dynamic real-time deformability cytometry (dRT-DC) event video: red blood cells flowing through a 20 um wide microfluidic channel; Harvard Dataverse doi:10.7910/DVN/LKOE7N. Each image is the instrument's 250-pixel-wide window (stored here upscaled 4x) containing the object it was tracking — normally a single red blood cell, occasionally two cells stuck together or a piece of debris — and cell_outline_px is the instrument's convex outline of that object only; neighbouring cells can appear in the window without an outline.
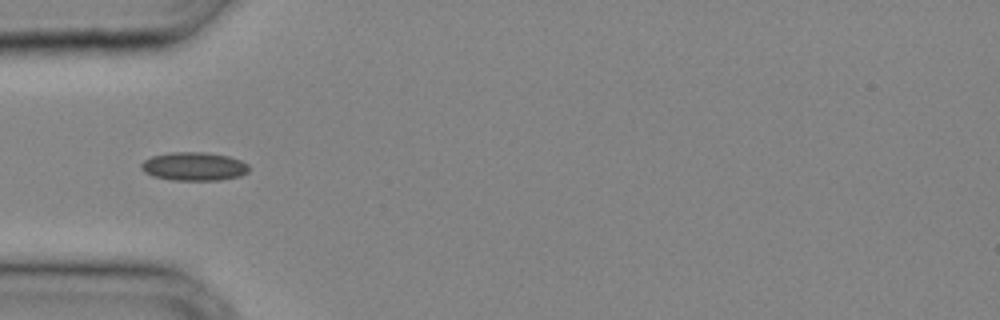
{"species": "common noctule bat (a hibernating species)", "species_latin": "Nyctalus noctula", "temperature_condition": "cold", "stored_images_in_passage": 21, "camera_frame_rate_fps": 3000, "um_per_image_px": 0.085, "animal": {"sex": "male", "body_mass_g": 20.4}, "frame": {"image": 1, "passage_image": 1, "time_ms": 0.0, "image_size_px": [1000, 320], "cell_outline_px": [[248, 172], [240, 176], [220, 180], [172, 180], [152, 176], [144, 172], [140, 168], [140, 164], [144, 160], [152, 156], [168, 152], [204, 152], [228, 156], [240, 160], [248, 164]], "centroid_in_image_um": [16.46, 14.14], "position_along_channel_um": 68.5, "area_um2": 17.98}}
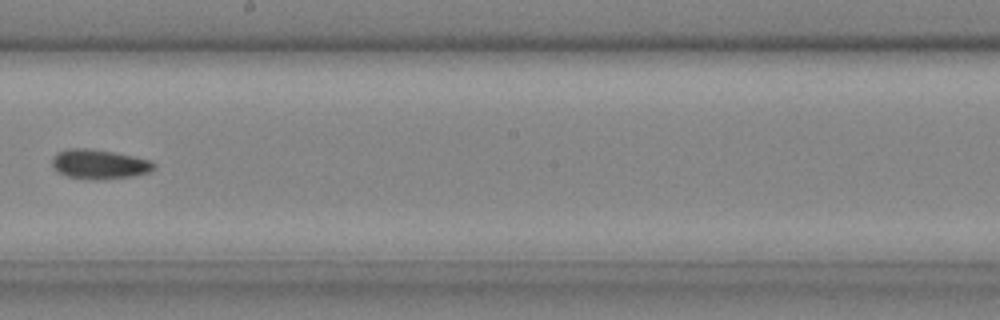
{"frame": {"image": 2, "passage_image": 10, "time_ms": 3.0, "image_size_px": [1000, 320], "cell_outline_px": [[156, 168], [148, 172], [132, 176], [104, 180], [92, 180], [68, 176], [52, 168], [52, 156], [56, 152], [68, 148], [88, 148], [112, 152], [132, 156], [148, 160], [156, 164]], "centroid_in_image_um": [8.4, 13.96], "position_along_channel_um": 239.8, "area_um2": 17.57}}
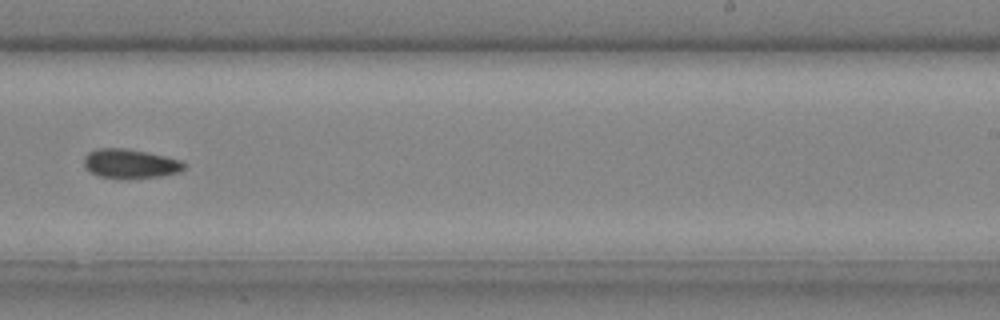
{"frame": {"image": 3, "passage_image": 12, "time_ms": 3.667, "image_size_px": [1000, 320], "cell_outline_px": [[184, 168], [180, 172], [160, 176], [100, 176], [84, 168], [84, 156], [88, 152], [96, 148], [128, 148], [148, 152], [180, 160], [184, 164]], "centroid_in_image_um": [11.04, 13.86], "position_along_channel_um": 278.0, "area_um2": 16.47}}